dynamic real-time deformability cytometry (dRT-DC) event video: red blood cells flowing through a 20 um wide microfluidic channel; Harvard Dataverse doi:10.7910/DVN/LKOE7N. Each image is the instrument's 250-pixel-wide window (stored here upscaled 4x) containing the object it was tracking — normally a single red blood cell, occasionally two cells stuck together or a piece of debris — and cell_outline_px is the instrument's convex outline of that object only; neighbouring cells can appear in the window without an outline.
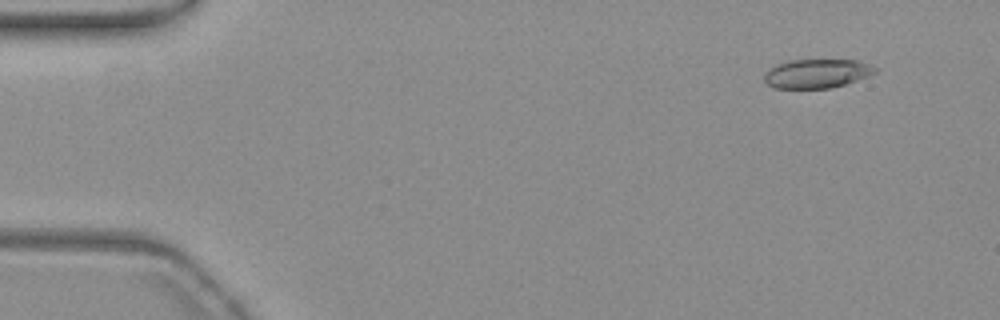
{"species": "common noctule bat (a hibernating species)", "species_latin": "Nyctalus noctula", "temperature_condition": "warm", "stored_images_in_passage": 55, "camera_frame_rate_fps": 3000, "um_per_image_px": 0.085, "animal": {"sex": "female", "body_mass_g": 19.3, "forearm_length_mm": 54.1}, "frame": {"image": 1, "passage_image": 5, "time_ms": 1.333, "image_size_px": [1000, 320], "cell_outline_px": [[876, 72], [868, 76], [844, 84], [828, 88], [772, 88], [764, 80], [764, 72], [768, 68], [788, 60], [856, 60], [868, 64], [876, 68]], "centroid_in_image_um": [69.38, 6.25], "position_along_channel_um": 15.6, "area_um2": 18.61}}
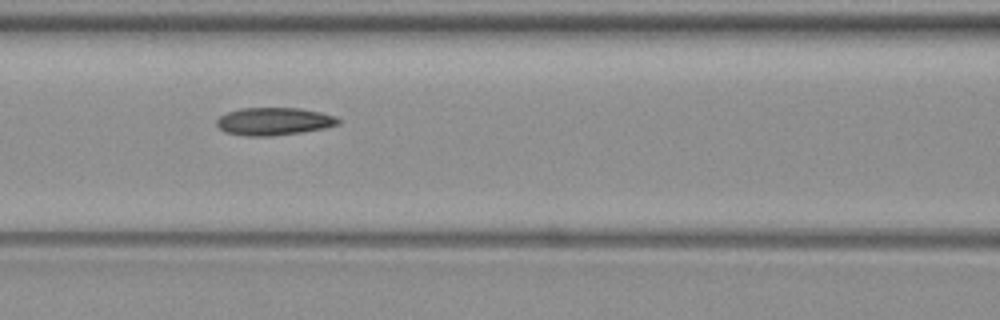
{"frame": {"image": 2, "passage_image": 24, "time_ms": 7.667, "image_size_px": [1000, 320], "cell_outline_px": [[340, 124], [324, 128], [300, 132], [272, 136], [244, 136], [224, 132], [216, 124], [216, 120], [220, 116], [228, 112], [240, 108], [300, 108], [320, 112], [336, 116], [340, 120]], "centroid_in_image_um": [23.27, 10.32], "position_along_channel_um": 143.3, "area_um2": 19.65}}
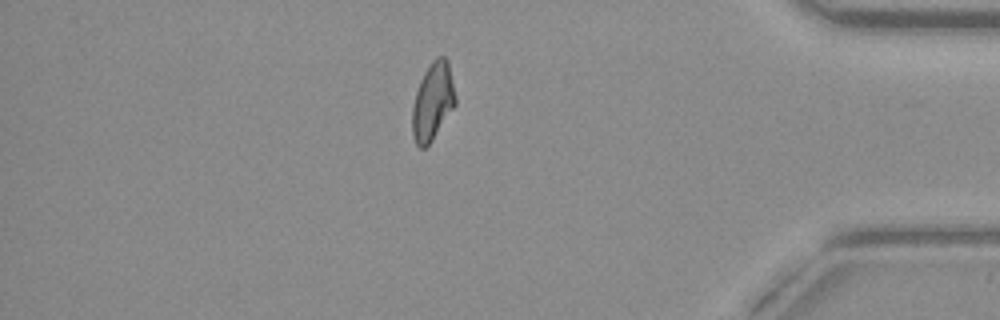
{"frame": {"image": 3, "passage_image": 47, "time_ms": 15.333, "image_size_px": [1000, 320], "cell_outline_px": [[456, 104], [432, 140], [424, 148], [420, 148], [416, 144], [412, 132], [412, 108], [416, 92], [420, 80], [424, 72], [432, 60], [436, 56], [444, 56], [448, 60], [456, 96]], "centroid_in_image_um": [36.78, 8.6], "position_along_channel_um": 398.4, "area_um2": 19.48}, "authors_computed_cell_mechanics": {"area_um2": 19.5364, "velocity_mm_per_s": 3.8099, "shape_relaxation_time_tau1_ms": null, "shape_relaxation_time_tau2_ms": 2.7148, "deformation_change_tau1": null, "deformation_change_tau2": 0.0956}}